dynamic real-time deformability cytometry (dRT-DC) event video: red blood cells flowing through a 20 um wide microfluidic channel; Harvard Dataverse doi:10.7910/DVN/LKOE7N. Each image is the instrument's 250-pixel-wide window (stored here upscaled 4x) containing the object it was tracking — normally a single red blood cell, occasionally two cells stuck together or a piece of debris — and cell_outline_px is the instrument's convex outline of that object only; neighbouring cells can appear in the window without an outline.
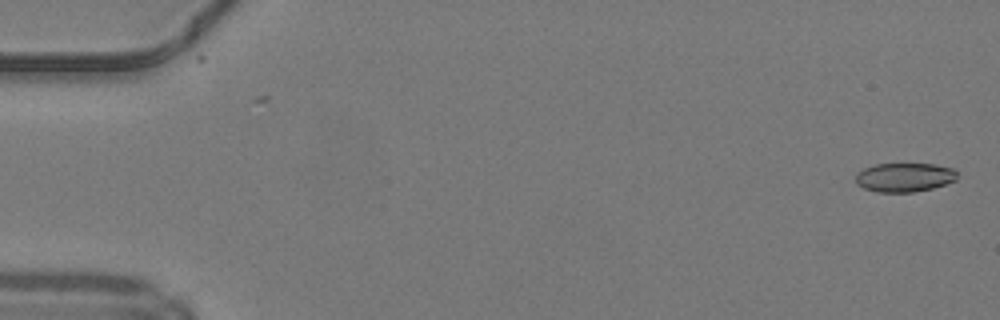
{"species": "common noctule bat (a hibernating species)", "species_latin": "Nyctalus noctula", "temperature_condition": "warm", "stored_images_in_passage": 49, "camera_frame_rate_fps": 3000, "um_per_image_px": 0.085, "animal": {"sex": "male", "body_mass_g": 19.2, "forearm_length_mm": 51.8}, "frame": {"image": 1, "passage_image": 1, "time_ms": 0.0, "image_size_px": [1000, 320], "cell_outline_px": [[956, 180], [932, 188], [912, 192], [876, 192], [864, 188], [856, 184], [856, 172], [864, 168], [876, 164], [936, 164], [952, 168], [956, 172]], "centroid_in_image_um": [76.84, 15.07], "position_along_channel_um": 8.2, "area_um2": 17.11}}
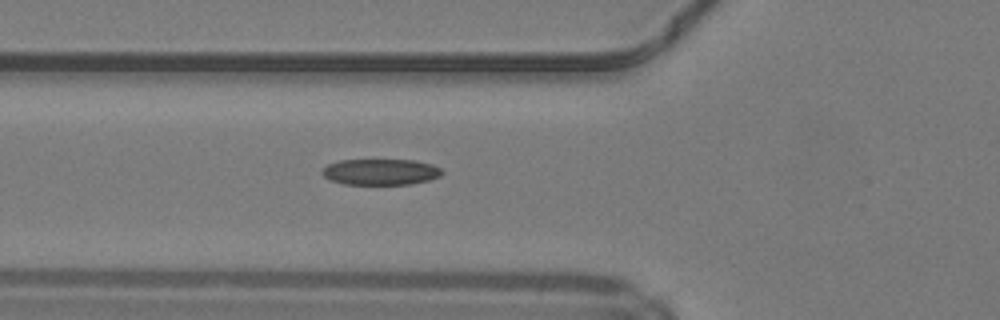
{"frame": {"image": 2, "passage_image": 18, "time_ms": 5.667, "image_size_px": [1000, 320], "cell_outline_px": [[444, 172], [440, 176], [428, 180], [408, 184], [344, 184], [328, 180], [320, 172], [328, 164], [340, 160], [416, 160], [432, 164], [440, 168]], "centroid_in_image_um": [32.34, 14.61], "position_along_channel_um": 93.5, "area_um2": 18.21}}
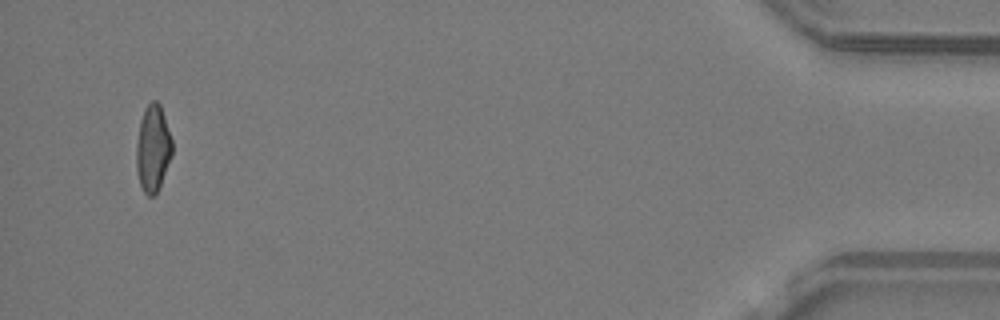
{"frame": {"image": 3, "passage_image": 47, "time_ms": 15.333, "image_size_px": [1000, 320], "cell_outline_px": [[172, 156], [160, 188], [152, 196], [148, 196], [144, 192], [140, 184], [136, 168], [136, 144], [140, 120], [144, 108], [152, 100], [156, 100], [160, 104], [172, 140]], "centroid_in_image_um": [13.0, 12.62], "position_along_channel_um": 422.2, "area_um2": 18.26}, "authors_computed_cell_mechanics": {"area_um2": 18.2648, "velocity_mm_per_s": 4.2483, "shape_relaxation_time_tau1_ms": null, "shape_relaxation_time_tau2_ms": 2.1271, "deformation_change_tau1": null, "deformation_change_tau2": 0.0914}}